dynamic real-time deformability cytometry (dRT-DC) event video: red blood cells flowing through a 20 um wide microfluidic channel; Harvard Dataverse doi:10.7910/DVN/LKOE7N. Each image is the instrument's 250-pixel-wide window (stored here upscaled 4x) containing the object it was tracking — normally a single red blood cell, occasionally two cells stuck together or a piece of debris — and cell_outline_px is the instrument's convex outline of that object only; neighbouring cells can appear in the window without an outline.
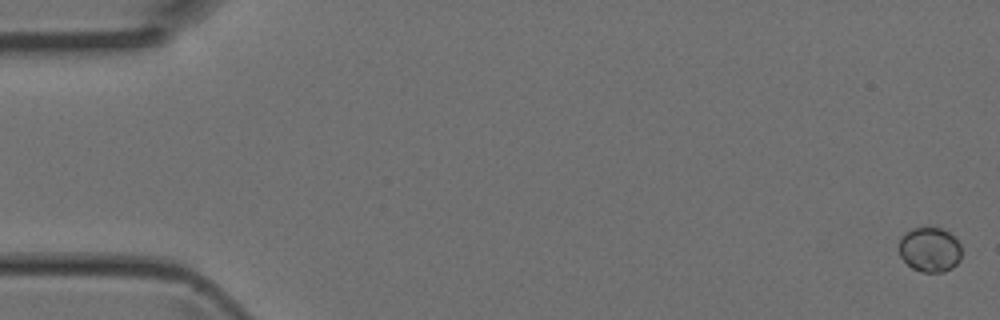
{"species": "Egyptian fruit bat (a non-hibernating species)", "species_latin": "Rousettus aegyptiacus", "temperature_condition": "room temperature", "stored_images_in_passage": 5, "camera_frame_rate_fps": 3000, "um_per_image_px": 0.085, "animal": {"sex": "female"}, "frame": {"image": 1, "passage_image": 1, "time_ms": 0.0, "image_size_px": [1000, 320], "cell_outline_px": [[960, 260], [952, 268], [944, 272], [920, 272], [912, 268], [900, 256], [900, 236], [904, 232], [912, 228], [940, 228], [948, 232], [960, 244]], "centroid_in_image_um": [79.01, 21.22], "position_along_channel_um": 6.0, "area_um2": 16.24}}
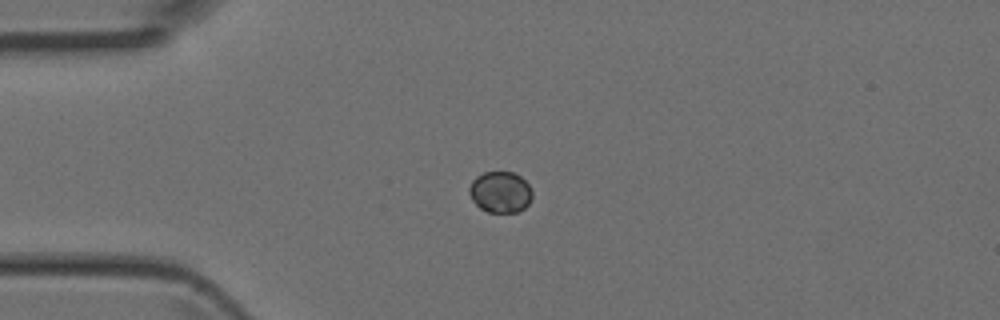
{"frame": {"image": 2, "passage_image": 4, "time_ms": 1.0, "image_size_px": [1000, 320], "cell_outline_px": [[532, 196], [528, 204], [520, 212], [488, 212], [480, 208], [472, 200], [468, 192], [468, 188], [472, 180], [476, 176], [484, 172], [512, 172], [520, 176], [528, 184], [532, 192]], "centroid_in_image_um": [42.51, 16.33], "position_along_channel_um": 42.5, "area_um2": 15.2}}